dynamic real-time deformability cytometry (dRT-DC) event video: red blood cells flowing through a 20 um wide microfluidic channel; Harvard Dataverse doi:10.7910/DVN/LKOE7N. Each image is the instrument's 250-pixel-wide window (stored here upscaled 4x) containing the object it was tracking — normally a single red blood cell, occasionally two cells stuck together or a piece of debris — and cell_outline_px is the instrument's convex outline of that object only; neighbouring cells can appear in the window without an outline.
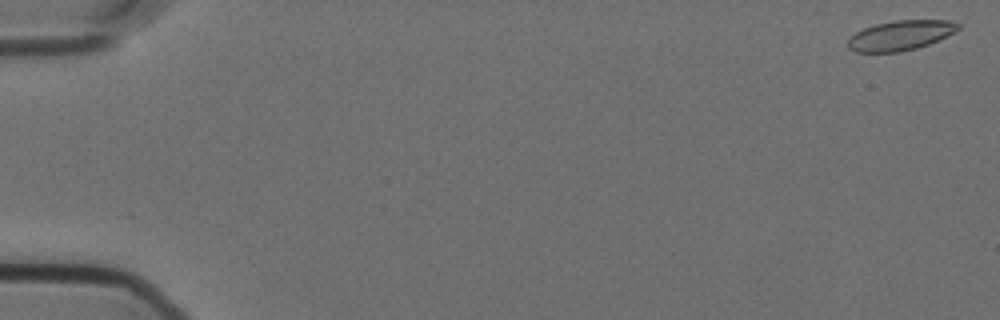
{"species": "Egyptian fruit bat (a non-hibernating species)", "species_latin": "Rousettus aegyptiacus", "temperature_condition": "cold", "stored_images_in_passage": 17, "camera_frame_rate_fps": 3000, "um_per_image_px": 0.085, "animal": {"sex": "female"}, "frame": {"image": 1, "passage_image": 2, "time_ms": 0.333, "image_size_px": [1000, 320], "cell_outline_px": [[960, 28], [928, 44], [916, 48], [900, 52], [856, 52], [848, 48], [848, 40], [856, 32], [864, 28], [876, 24], [892, 20], [948, 20], [960, 24]], "centroid_in_image_um": [76.5, 3.0], "position_along_channel_um": 8.5, "area_um2": 18.9}}
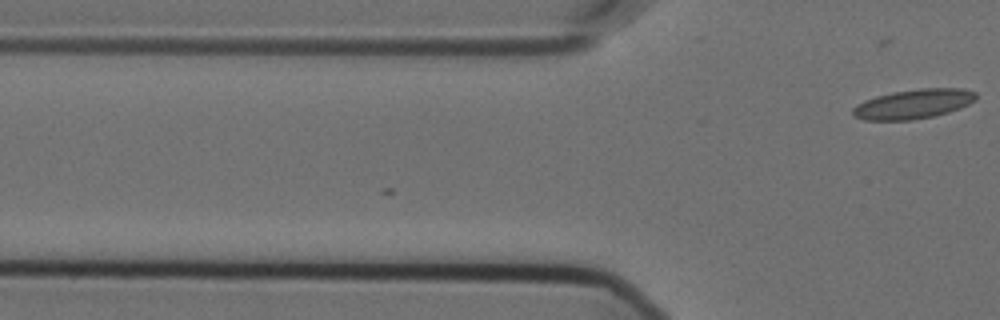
{"frame": {"image": 2, "passage_image": 17, "time_ms": 5.333, "image_size_px": [1000, 320], "cell_outline_px": [[976, 100], [960, 108], [948, 112], [932, 116], [912, 120], [864, 120], [852, 116], [852, 108], [856, 104], [864, 100], [876, 96], [892, 92], [920, 88], [960, 88], [976, 92]], "centroid_in_image_um": [77.61, 8.84], "position_along_channel_um": 48.2, "area_um2": 21.27}}